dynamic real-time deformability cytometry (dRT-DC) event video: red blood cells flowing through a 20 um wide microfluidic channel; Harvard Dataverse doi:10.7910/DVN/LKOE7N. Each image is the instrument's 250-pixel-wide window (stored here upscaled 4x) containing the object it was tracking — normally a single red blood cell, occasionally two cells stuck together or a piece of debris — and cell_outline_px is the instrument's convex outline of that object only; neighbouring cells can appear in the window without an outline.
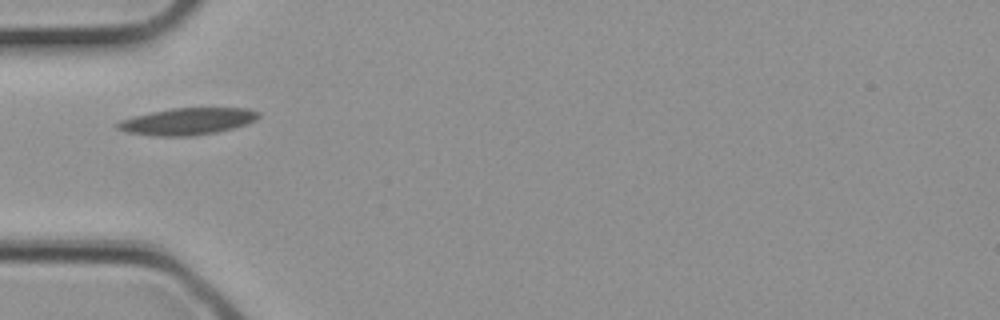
{"species": "common noctule bat (a hibernating species)", "species_latin": "Nyctalus noctula", "temperature_condition": "cold", "stored_images_in_passage": 10, "camera_frame_rate_fps": 3000, "um_per_image_px": 0.085, "animal": {"sex": "female", "body_mass_g": 21.9}, "frame": {"image": 1, "passage_image": 1, "time_ms": 0.0, "image_size_px": [1000, 320], "cell_outline_px": [[260, 116], [256, 120], [232, 128], [216, 132], [192, 136], [152, 136], [124, 132], [116, 128], [116, 124], [120, 120], [152, 112], [172, 108], [248, 108], [260, 112]], "centroid_in_image_um": [15.92, 10.32], "position_along_channel_um": 69.1, "area_um2": 22.02}}
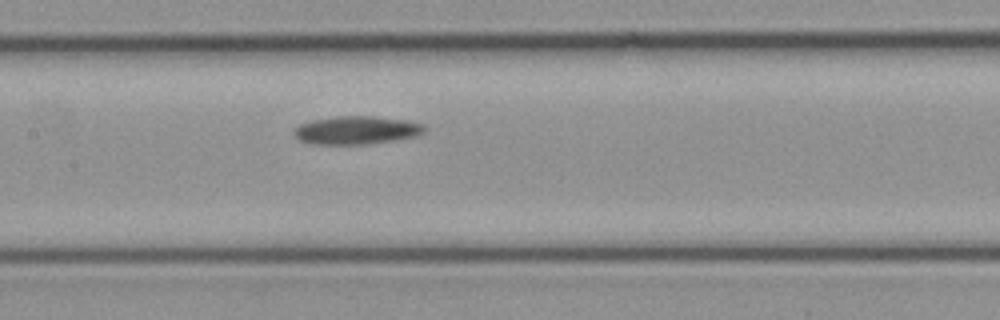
{"frame": {"image": 2, "passage_image": 6, "time_ms": 1.667, "image_size_px": [1000, 320], "cell_outline_px": [[428, 128], [424, 132], [416, 136], [396, 140], [368, 144], [308, 144], [296, 140], [292, 136], [292, 132], [300, 124], [312, 120], [340, 116], [372, 116], [404, 120], [424, 124]], "centroid_in_image_um": [30.27, 11.08], "position_along_channel_um": 177.1, "area_um2": 21.68}}
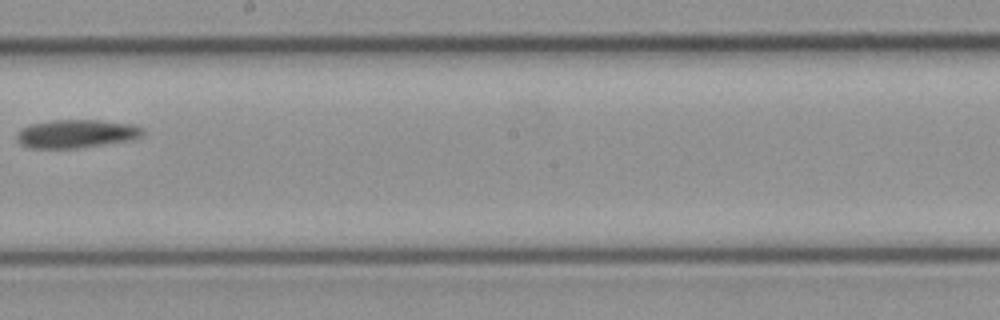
{"frame": {"image": 3, "passage_image": 9, "time_ms": 2.667, "image_size_px": [1000, 320], "cell_outline_px": [[144, 136], [132, 140], [80, 148], [32, 148], [20, 144], [16, 140], [16, 132], [20, 128], [32, 124], [52, 120], [100, 120], [132, 124], [144, 128]], "centroid_in_image_um": [6.5, 11.37], "position_along_channel_um": 241.7, "area_um2": 21.1}}